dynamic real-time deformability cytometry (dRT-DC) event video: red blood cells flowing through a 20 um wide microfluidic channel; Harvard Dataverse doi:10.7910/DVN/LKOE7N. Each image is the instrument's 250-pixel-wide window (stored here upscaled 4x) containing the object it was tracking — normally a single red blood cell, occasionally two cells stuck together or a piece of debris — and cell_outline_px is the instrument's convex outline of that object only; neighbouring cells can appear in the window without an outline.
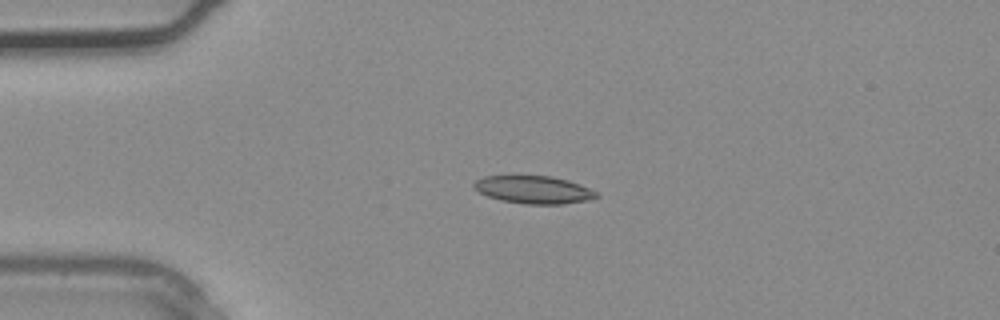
{"species": "common noctule bat (a hibernating species)", "species_latin": "Nyctalus noctula", "temperature_condition": "warm", "stored_images_in_passage": 3, "camera_frame_rate_fps": 3000, "um_per_image_px": 0.085, "animal": {"sex": "male", "body_mass_g": 20.4}, "frame": {"image": 1, "passage_image": 3, "time_ms": 0.667, "image_size_px": [1000, 320], "cell_outline_px": [[600, 196], [588, 200], [560, 204], [524, 204], [500, 200], [488, 196], [480, 192], [472, 184], [476, 180], [484, 176], [552, 176], [568, 180], [580, 184], [596, 192]], "centroid_in_image_um": [45.37, 16.12], "position_along_channel_um": 39.6, "area_um2": 19.65}}